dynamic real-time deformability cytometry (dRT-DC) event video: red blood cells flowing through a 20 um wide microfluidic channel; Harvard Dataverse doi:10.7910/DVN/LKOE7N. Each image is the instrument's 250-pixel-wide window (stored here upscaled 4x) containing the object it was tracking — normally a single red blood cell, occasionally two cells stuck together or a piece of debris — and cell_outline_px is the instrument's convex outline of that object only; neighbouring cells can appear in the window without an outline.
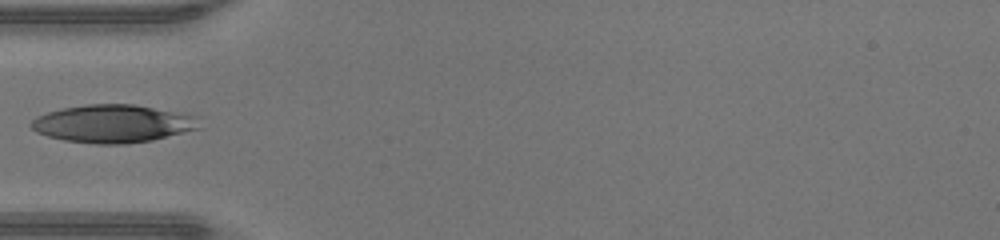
{"species": "human", "species_latin": "Homo sapiens", "temperature_condition": "warm", "stored_images_in_passage": 32, "camera_frame_rate_fps": 3000, "um_per_image_px": 0.085, "donor": {"sex": "male"}, "frame": {"image": 1, "passage_image": 1, "time_ms": 0.0, "image_size_px": [1000, 240], "cell_outline_px": [[200, 128], [152, 140], [124, 144], [96, 144], [64, 140], [48, 136], [36, 132], [32, 128], [32, 120], [36, 116], [48, 112], [64, 108], [84, 104], [136, 104], [184, 112], [196, 116]], "centroid_in_image_um": [9.63, 10.5], "position_along_channel_um": 75.4, "area_um2": 37.22}}
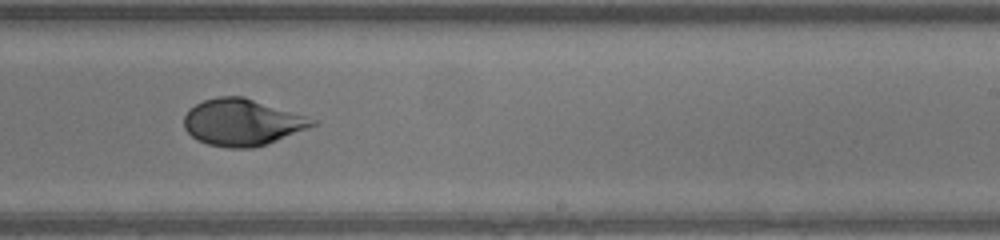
{"frame": {"image": 2, "passage_image": 14, "time_ms": 4.333, "image_size_px": [1000, 240], "cell_outline_px": [[320, 124], [276, 140], [252, 148], [228, 148], [208, 144], [196, 140], [184, 128], [184, 116], [188, 108], [204, 100], [216, 96], [244, 96], [320, 120]], "centroid_in_image_um": [20.6, 10.38], "position_along_channel_um": 268.4, "area_um2": 35.14}}
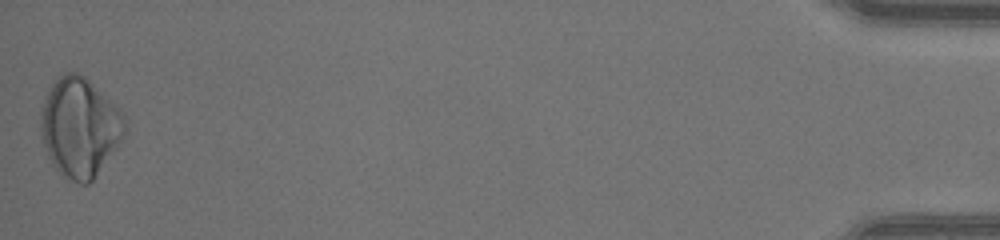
{"frame": {"image": 3, "passage_image": 32, "time_ms": 10.333, "image_size_px": [1000, 240], "cell_outline_px": [[128, 128], [120, 140], [92, 180], [88, 184], [80, 184], [72, 180], [60, 172], [52, 164], [48, 156], [40, 136], [40, 108], [44, 96], [52, 84], [60, 76], [68, 72], [80, 72], [116, 104], [120, 108], [124, 116]], "centroid_in_image_um": [6.75, 10.77], "position_along_channel_um": 428.4, "area_um2": 48.55}}